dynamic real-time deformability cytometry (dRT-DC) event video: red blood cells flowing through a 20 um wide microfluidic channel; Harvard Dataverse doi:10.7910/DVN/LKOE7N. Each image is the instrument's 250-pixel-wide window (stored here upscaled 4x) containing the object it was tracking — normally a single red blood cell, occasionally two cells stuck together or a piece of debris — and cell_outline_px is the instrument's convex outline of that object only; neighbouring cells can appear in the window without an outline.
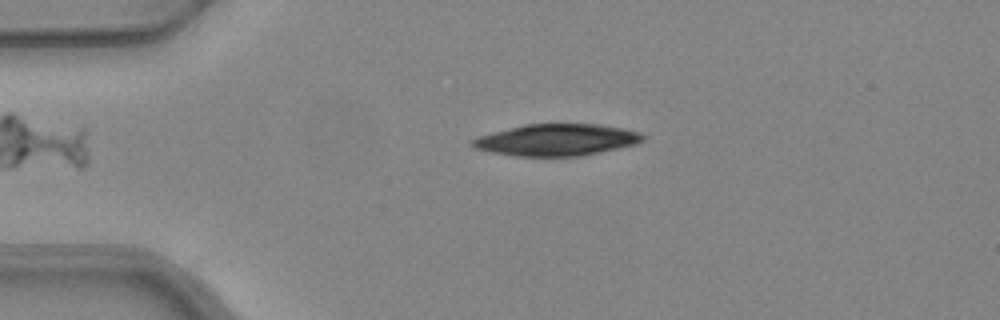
{"species": "common noctule bat (a hibernating species)", "species_latin": "Nyctalus noctula", "temperature_condition": "warm", "stored_images_in_passage": 45, "camera_frame_rate_fps": 3000, "um_per_image_px": 0.085, "animal": {"sex": "female", "body_mass_g": 24.6, "forearm_length_mm": 56.2}, "frame": {"image": 1, "passage_image": 11, "time_ms": 3.333, "image_size_px": [1000, 320], "cell_outline_px": [[644, 140], [636, 144], [584, 156], [516, 156], [492, 152], [476, 148], [468, 144], [472, 140], [480, 136], [524, 124], [600, 124], [624, 128], [640, 132], [644, 136]], "centroid_in_image_um": [47.36, 11.89], "position_along_channel_um": 37.6, "area_um2": 31.44}}